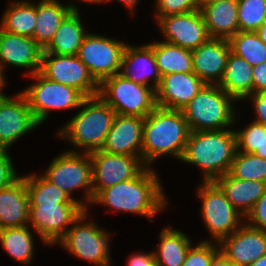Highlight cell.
<instances>
[{
	"instance_id": "484cf974",
	"label": "cell",
	"mask_w": 266,
	"mask_h": 266,
	"mask_svg": "<svg viewBox=\"0 0 266 266\" xmlns=\"http://www.w3.org/2000/svg\"><path fill=\"white\" fill-rule=\"evenodd\" d=\"M71 11H78V8L74 4L64 6L57 0L39 1L33 39L42 49L51 42L60 23Z\"/></svg>"
},
{
	"instance_id": "836d02e7",
	"label": "cell",
	"mask_w": 266,
	"mask_h": 266,
	"mask_svg": "<svg viewBox=\"0 0 266 266\" xmlns=\"http://www.w3.org/2000/svg\"><path fill=\"white\" fill-rule=\"evenodd\" d=\"M230 51L243 59L251 66L266 61V45L254 31H238L228 39Z\"/></svg>"
},
{
	"instance_id": "d6986e66",
	"label": "cell",
	"mask_w": 266,
	"mask_h": 266,
	"mask_svg": "<svg viewBox=\"0 0 266 266\" xmlns=\"http://www.w3.org/2000/svg\"><path fill=\"white\" fill-rule=\"evenodd\" d=\"M205 83L193 72L161 76L156 92L157 106L182 110L201 90Z\"/></svg>"
},
{
	"instance_id": "7bdbcfd3",
	"label": "cell",
	"mask_w": 266,
	"mask_h": 266,
	"mask_svg": "<svg viewBox=\"0 0 266 266\" xmlns=\"http://www.w3.org/2000/svg\"><path fill=\"white\" fill-rule=\"evenodd\" d=\"M253 93L266 91V61L253 67Z\"/></svg>"
},
{
	"instance_id": "4316f807",
	"label": "cell",
	"mask_w": 266,
	"mask_h": 266,
	"mask_svg": "<svg viewBox=\"0 0 266 266\" xmlns=\"http://www.w3.org/2000/svg\"><path fill=\"white\" fill-rule=\"evenodd\" d=\"M87 34L82 26L79 11H71L60 23L51 42L43 49V53L77 56Z\"/></svg>"
},
{
	"instance_id": "ab89813d",
	"label": "cell",
	"mask_w": 266,
	"mask_h": 266,
	"mask_svg": "<svg viewBox=\"0 0 266 266\" xmlns=\"http://www.w3.org/2000/svg\"><path fill=\"white\" fill-rule=\"evenodd\" d=\"M7 150L0 149V190L7 188L20 177Z\"/></svg>"
},
{
	"instance_id": "9a60e30c",
	"label": "cell",
	"mask_w": 266,
	"mask_h": 266,
	"mask_svg": "<svg viewBox=\"0 0 266 266\" xmlns=\"http://www.w3.org/2000/svg\"><path fill=\"white\" fill-rule=\"evenodd\" d=\"M166 42L193 51L209 38L201 10L170 14L157 20Z\"/></svg>"
},
{
	"instance_id": "f5cc1de1",
	"label": "cell",
	"mask_w": 266,
	"mask_h": 266,
	"mask_svg": "<svg viewBox=\"0 0 266 266\" xmlns=\"http://www.w3.org/2000/svg\"><path fill=\"white\" fill-rule=\"evenodd\" d=\"M80 1H83V2H88V3H97V4H99V3H104L105 2V0H80Z\"/></svg>"
},
{
	"instance_id": "74e56055",
	"label": "cell",
	"mask_w": 266,
	"mask_h": 266,
	"mask_svg": "<svg viewBox=\"0 0 266 266\" xmlns=\"http://www.w3.org/2000/svg\"><path fill=\"white\" fill-rule=\"evenodd\" d=\"M220 252L219 244L205 240L191 246L182 266H210L213 258Z\"/></svg>"
},
{
	"instance_id": "8992f818",
	"label": "cell",
	"mask_w": 266,
	"mask_h": 266,
	"mask_svg": "<svg viewBox=\"0 0 266 266\" xmlns=\"http://www.w3.org/2000/svg\"><path fill=\"white\" fill-rule=\"evenodd\" d=\"M118 115L145 118L156 107V92L118 73L99 84L98 94Z\"/></svg>"
},
{
	"instance_id": "d4e9b609",
	"label": "cell",
	"mask_w": 266,
	"mask_h": 266,
	"mask_svg": "<svg viewBox=\"0 0 266 266\" xmlns=\"http://www.w3.org/2000/svg\"><path fill=\"white\" fill-rule=\"evenodd\" d=\"M214 182L222 189L233 207L244 217L266 191L265 182L237 179L229 173L222 175Z\"/></svg>"
},
{
	"instance_id": "4dcf8cb0",
	"label": "cell",
	"mask_w": 266,
	"mask_h": 266,
	"mask_svg": "<svg viewBox=\"0 0 266 266\" xmlns=\"http://www.w3.org/2000/svg\"><path fill=\"white\" fill-rule=\"evenodd\" d=\"M36 18L37 4L26 0L13 2L2 16L0 29L8 33L33 38Z\"/></svg>"
},
{
	"instance_id": "30bf717a",
	"label": "cell",
	"mask_w": 266,
	"mask_h": 266,
	"mask_svg": "<svg viewBox=\"0 0 266 266\" xmlns=\"http://www.w3.org/2000/svg\"><path fill=\"white\" fill-rule=\"evenodd\" d=\"M197 196L202 200V218L214 242L219 243L244 223L240 220L244 216L233 207L214 181H203L197 190Z\"/></svg>"
},
{
	"instance_id": "e0dca14e",
	"label": "cell",
	"mask_w": 266,
	"mask_h": 266,
	"mask_svg": "<svg viewBox=\"0 0 266 266\" xmlns=\"http://www.w3.org/2000/svg\"><path fill=\"white\" fill-rule=\"evenodd\" d=\"M17 94L14 98L0 100V149H8L18 138L39 125L25 96L21 91Z\"/></svg>"
},
{
	"instance_id": "60d3db41",
	"label": "cell",
	"mask_w": 266,
	"mask_h": 266,
	"mask_svg": "<svg viewBox=\"0 0 266 266\" xmlns=\"http://www.w3.org/2000/svg\"><path fill=\"white\" fill-rule=\"evenodd\" d=\"M245 218L248 225L266 232V191Z\"/></svg>"
},
{
	"instance_id": "7dc6e473",
	"label": "cell",
	"mask_w": 266,
	"mask_h": 266,
	"mask_svg": "<svg viewBox=\"0 0 266 266\" xmlns=\"http://www.w3.org/2000/svg\"><path fill=\"white\" fill-rule=\"evenodd\" d=\"M4 69L0 67V100L4 99L6 97H9L7 95H5L4 93H2V89L5 85V78H4Z\"/></svg>"
},
{
	"instance_id": "f546056e",
	"label": "cell",
	"mask_w": 266,
	"mask_h": 266,
	"mask_svg": "<svg viewBox=\"0 0 266 266\" xmlns=\"http://www.w3.org/2000/svg\"><path fill=\"white\" fill-rule=\"evenodd\" d=\"M153 55L161 76L193 72L192 52L181 46L157 41L153 43Z\"/></svg>"
},
{
	"instance_id": "e575fe53",
	"label": "cell",
	"mask_w": 266,
	"mask_h": 266,
	"mask_svg": "<svg viewBox=\"0 0 266 266\" xmlns=\"http://www.w3.org/2000/svg\"><path fill=\"white\" fill-rule=\"evenodd\" d=\"M232 177L266 183V159L253 153L236 152L229 172Z\"/></svg>"
},
{
	"instance_id": "3957f363",
	"label": "cell",
	"mask_w": 266,
	"mask_h": 266,
	"mask_svg": "<svg viewBox=\"0 0 266 266\" xmlns=\"http://www.w3.org/2000/svg\"><path fill=\"white\" fill-rule=\"evenodd\" d=\"M237 152L235 131H190L181 161L201 168L204 182H212L229 172Z\"/></svg>"
},
{
	"instance_id": "1f68e13d",
	"label": "cell",
	"mask_w": 266,
	"mask_h": 266,
	"mask_svg": "<svg viewBox=\"0 0 266 266\" xmlns=\"http://www.w3.org/2000/svg\"><path fill=\"white\" fill-rule=\"evenodd\" d=\"M30 174L26 176V189L29 196V204H81L80 201L71 198L68 193L48 181L43 175Z\"/></svg>"
},
{
	"instance_id": "db71d44e",
	"label": "cell",
	"mask_w": 266,
	"mask_h": 266,
	"mask_svg": "<svg viewBox=\"0 0 266 266\" xmlns=\"http://www.w3.org/2000/svg\"><path fill=\"white\" fill-rule=\"evenodd\" d=\"M3 230H4V227L0 224V239H1V236H2V233H3Z\"/></svg>"
},
{
	"instance_id": "44dd1931",
	"label": "cell",
	"mask_w": 266,
	"mask_h": 266,
	"mask_svg": "<svg viewBox=\"0 0 266 266\" xmlns=\"http://www.w3.org/2000/svg\"><path fill=\"white\" fill-rule=\"evenodd\" d=\"M144 118L115 115L101 150L119 155L142 156Z\"/></svg>"
},
{
	"instance_id": "ac0fdd59",
	"label": "cell",
	"mask_w": 266,
	"mask_h": 266,
	"mask_svg": "<svg viewBox=\"0 0 266 266\" xmlns=\"http://www.w3.org/2000/svg\"><path fill=\"white\" fill-rule=\"evenodd\" d=\"M191 52L193 73L205 84H219L223 78L230 53L228 39L209 38Z\"/></svg>"
},
{
	"instance_id": "681fc988",
	"label": "cell",
	"mask_w": 266,
	"mask_h": 266,
	"mask_svg": "<svg viewBox=\"0 0 266 266\" xmlns=\"http://www.w3.org/2000/svg\"><path fill=\"white\" fill-rule=\"evenodd\" d=\"M253 154L263 159H266V140L264 144L260 147V149H256V151Z\"/></svg>"
},
{
	"instance_id": "816d5d0a",
	"label": "cell",
	"mask_w": 266,
	"mask_h": 266,
	"mask_svg": "<svg viewBox=\"0 0 266 266\" xmlns=\"http://www.w3.org/2000/svg\"><path fill=\"white\" fill-rule=\"evenodd\" d=\"M218 0H197V8L198 10H200L201 8H203L204 6L216 2Z\"/></svg>"
},
{
	"instance_id": "f35d334b",
	"label": "cell",
	"mask_w": 266,
	"mask_h": 266,
	"mask_svg": "<svg viewBox=\"0 0 266 266\" xmlns=\"http://www.w3.org/2000/svg\"><path fill=\"white\" fill-rule=\"evenodd\" d=\"M156 21L170 14H183L197 10V0H156Z\"/></svg>"
},
{
	"instance_id": "9c48e42d",
	"label": "cell",
	"mask_w": 266,
	"mask_h": 266,
	"mask_svg": "<svg viewBox=\"0 0 266 266\" xmlns=\"http://www.w3.org/2000/svg\"><path fill=\"white\" fill-rule=\"evenodd\" d=\"M42 175L71 198L74 190L85 189V209L92 202V163L89 153L68 150L57 156Z\"/></svg>"
},
{
	"instance_id": "603a6c76",
	"label": "cell",
	"mask_w": 266,
	"mask_h": 266,
	"mask_svg": "<svg viewBox=\"0 0 266 266\" xmlns=\"http://www.w3.org/2000/svg\"><path fill=\"white\" fill-rule=\"evenodd\" d=\"M27 223H29V196L25 175L0 190V224L6 229L27 226Z\"/></svg>"
},
{
	"instance_id": "8fae6325",
	"label": "cell",
	"mask_w": 266,
	"mask_h": 266,
	"mask_svg": "<svg viewBox=\"0 0 266 266\" xmlns=\"http://www.w3.org/2000/svg\"><path fill=\"white\" fill-rule=\"evenodd\" d=\"M127 43L105 36L88 33L77 57L100 84L105 78L121 72L122 55Z\"/></svg>"
},
{
	"instance_id": "f1b7e54d",
	"label": "cell",
	"mask_w": 266,
	"mask_h": 266,
	"mask_svg": "<svg viewBox=\"0 0 266 266\" xmlns=\"http://www.w3.org/2000/svg\"><path fill=\"white\" fill-rule=\"evenodd\" d=\"M173 227L162 229L159 234L160 243L154 258L158 266H182L192 242L189 237Z\"/></svg>"
},
{
	"instance_id": "83f0119b",
	"label": "cell",
	"mask_w": 266,
	"mask_h": 266,
	"mask_svg": "<svg viewBox=\"0 0 266 266\" xmlns=\"http://www.w3.org/2000/svg\"><path fill=\"white\" fill-rule=\"evenodd\" d=\"M253 66L230 51L225 72L218 84L235 100H245L253 93Z\"/></svg>"
},
{
	"instance_id": "ffe728a7",
	"label": "cell",
	"mask_w": 266,
	"mask_h": 266,
	"mask_svg": "<svg viewBox=\"0 0 266 266\" xmlns=\"http://www.w3.org/2000/svg\"><path fill=\"white\" fill-rule=\"evenodd\" d=\"M43 49L31 37L0 29V67L7 65L30 69L29 76L40 72Z\"/></svg>"
},
{
	"instance_id": "7a4b0ae2",
	"label": "cell",
	"mask_w": 266,
	"mask_h": 266,
	"mask_svg": "<svg viewBox=\"0 0 266 266\" xmlns=\"http://www.w3.org/2000/svg\"><path fill=\"white\" fill-rule=\"evenodd\" d=\"M190 130L182 110L157 106L144 118L142 160L147 167L158 157L181 160Z\"/></svg>"
},
{
	"instance_id": "52a82bcc",
	"label": "cell",
	"mask_w": 266,
	"mask_h": 266,
	"mask_svg": "<svg viewBox=\"0 0 266 266\" xmlns=\"http://www.w3.org/2000/svg\"><path fill=\"white\" fill-rule=\"evenodd\" d=\"M87 209L68 227L66 234L57 242L77 258L98 266H110V234L92 221H85ZM90 222V223H89Z\"/></svg>"
},
{
	"instance_id": "ba28073f",
	"label": "cell",
	"mask_w": 266,
	"mask_h": 266,
	"mask_svg": "<svg viewBox=\"0 0 266 266\" xmlns=\"http://www.w3.org/2000/svg\"><path fill=\"white\" fill-rule=\"evenodd\" d=\"M29 77H33L37 82L21 93L25 96L33 117L39 125L47 119L50 110L80 108L85 99L77 89L49 80L40 72Z\"/></svg>"
},
{
	"instance_id": "2e32d148",
	"label": "cell",
	"mask_w": 266,
	"mask_h": 266,
	"mask_svg": "<svg viewBox=\"0 0 266 266\" xmlns=\"http://www.w3.org/2000/svg\"><path fill=\"white\" fill-rule=\"evenodd\" d=\"M221 254L235 266H249L266 255V232L243 223L219 243Z\"/></svg>"
},
{
	"instance_id": "f6af8a7d",
	"label": "cell",
	"mask_w": 266,
	"mask_h": 266,
	"mask_svg": "<svg viewBox=\"0 0 266 266\" xmlns=\"http://www.w3.org/2000/svg\"><path fill=\"white\" fill-rule=\"evenodd\" d=\"M210 266H235L232 265L222 254L219 252L211 261Z\"/></svg>"
},
{
	"instance_id": "8d00e7d4",
	"label": "cell",
	"mask_w": 266,
	"mask_h": 266,
	"mask_svg": "<svg viewBox=\"0 0 266 266\" xmlns=\"http://www.w3.org/2000/svg\"><path fill=\"white\" fill-rule=\"evenodd\" d=\"M235 135L238 152L254 153L266 140V125L253 121Z\"/></svg>"
},
{
	"instance_id": "6da1fadb",
	"label": "cell",
	"mask_w": 266,
	"mask_h": 266,
	"mask_svg": "<svg viewBox=\"0 0 266 266\" xmlns=\"http://www.w3.org/2000/svg\"><path fill=\"white\" fill-rule=\"evenodd\" d=\"M158 177L151 167H146L137 177L102 189L91 203L152 218L165 209L167 204Z\"/></svg>"
},
{
	"instance_id": "d6a6232c",
	"label": "cell",
	"mask_w": 266,
	"mask_h": 266,
	"mask_svg": "<svg viewBox=\"0 0 266 266\" xmlns=\"http://www.w3.org/2000/svg\"><path fill=\"white\" fill-rule=\"evenodd\" d=\"M0 243L4 250L22 264H30L34 254V237L27 226L6 228Z\"/></svg>"
},
{
	"instance_id": "c3c4849f",
	"label": "cell",
	"mask_w": 266,
	"mask_h": 266,
	"mask_svg": "<svg viewBox=\"0 0 266 266\" xmlns=\"http://www.w3.org/2000/svg\"><path fill=\"white\" fill-rule=\"evenodd\" d=\"M110 1L112 0H105V2H110ZM118 1L125 4V7H128L132 12L139 0H118Z\"/></svg>"
},
{
	"instance_id": "4fadbf2b",
	"label": "cell",
	"mask_w": 266,
	"mask_h": 266,
	"mask_svg": "<svg viewBox=\"0 0 266 266\" xmlns=\"http://www.w3.org/2000/svg\"><path fill=\"white\" fill-rule=\"evenodd\" d=\"M89 154L92 163L93 197L102 189L137 177L147 167L142 156L112 154L101 149Z\"/></svg>"
},
{
	"instance_id": "7c38bea8",
	"label": "cell",
	"mask_w": 266,
	"mask_h": 266,
	"mask_svg": "<svg viewBox=\"0 0 266 266\" xmlns=\"http://www.w3.org/2000/svg\"><path fill=\"white\" fill-rule=\"evenodd\" d=\"M40 73L49 80L77 89L85 98L99 94V83L77 56L43 53Z\"/></svg>"
},
{
	"instance_id": "5bb4252c",
	"label": "cell",
	"mask_w": 266,
	"mask_h": 266,
	"mask_svg": "<svg viewBox=\"0 0 266 266\" xmlns=\"http://www.w3.org/2000/svg\"><path fill=\"white\" fill-rule=\"evenodd\" d=\"M85 210L81 204H29V224L43 243L55 245Z\"/></svg>"
},
{
	"instance_id": "7402d4cb",
	"label": "cell",
	"mask_w": 266,
	"mask_h": 266,
	"mask_svg": "<svg viewBox=\"0 0 266 266\" xmlns=\"http://www.w3.org/2000/svg\"><path fill=\"white\" fill-rule=\"evenodd\" d=\"M121 70L120 74L125 78L156 90L161 75L153 55V43L140 47L127 44L122 55ZM151 76L154 82L152 86L148 82Z\"/></svg>"
},
{
	"instance_id": "277c9868",
	"label": "cell",
	"mask_w": 266,
	"mask_h": 266,
	"mask_svg": "<svg viewBox=\"0 0 266 266\" xmlns=\"http://www.w3.org/2000/svg\"><path fill=\"white\" fill-rule=\"evenodd\" d=\"M80 107L83 109L57 135L81 148L82 152L90 153L103 147L116 112L99 95L86 97Z\"/></svg>"
},
{
	"instance_id": "cb8c5ba5",
	"label": "cell",
	"mask_w": 266,
	"mask_h": 266,
	"mask_svg": "<svg viewBox=\"0 0 266 266\" xmlns=\"http://www.w3.org/2000/svg\"><path fill=\"white\" fill-rule=\"evenodd\" d=\"M200 10L210 38L229 39L239 31L238 0H218Z\"/></svg>"
},
{
	"instance_id": "ee69618b",
	"label": "cell",
	"mask_w": 266,
	"mask_h": 266,
	"mask_svg": "<svg viewBox=\"0 0 266 266\" xmlns=\"http://www.w3.org/2000/svg\"><path fill=\"white\" fill-rule=\"evenodd\" d=\"M128 266H158L154 258L153 252L150 253H136L129 256Z\"/></svg>"
},
{
	"instance_id": "bcb514c9",
	"label": "cell",
	"mask_w": 266,
	"mask_h": 266,
	"mask_svg": "<svg viewBox=\"0 0 266 266\" xmlns=\"http://www.w3.org/2000/svg\"><path fill=\"white\" fill-rule=\"evenodd\" d=\"M260 37L261 41L266 45V19L262 25L255 31Z\"/></svg>"
},
{
	"instance_id": "5b68a950",
	"label": "cell",
	"mask_w": 266,
	"mask_h": 266,
	"mask_svg": "<svg viewBox=\"0 0 266 266\" xmlns=\"http://www.w3.org/2000/svg\"><path fill=\"white\" fill-rule=\"evenodd\" d=\"M236 101L218 84H205L182 109L190 131L224 130L236 123Z\"/></svg>"
},
{
	"instance_id": "f907efd6",
	"label": "cell",
	"mask_w": 266,
	"mask_h": 266,
	"mask_svg": "<svg viewBox=\"0 0 266 266\" xmlns=\"http://www.w3.org/2000/svg\"><path fill=\"white\" fill-rule=\"evenodd\" d=\"M249 266H266V255H263L259 259L255 260L252 264Z\"/></svg>"
},
{
	"instance_id": "b9f144b4",
	"label": "cell",
	"mask_w": 266,
	"mask_h": 266,
	"mask_svg": "<svg viewBox=\"0 0 266 266\" xmlns=\"http://www.w3.org/2000/svg\"><path fill=\"white\" fill-rule=\"evenodd\" d=\"M246 98L253 101V108L256 113L255 122L266 125V91L252 93Z\"/></svg>"
},
{
	"instance_id": "d590c367",
	"label": "cell",
	"mask_w": 266,
	"mask_h": 266,
	"mask_svg": "<svg viewBox=\"0 0 266 266\" xmlns=\"http://www.w3.org/2000/svg\"><path fill=\"white\" fill-rule=\"evenodd\" d=\"M266 19V0H238L239 31H256Z\"/></svg>"
}]
</instances>
